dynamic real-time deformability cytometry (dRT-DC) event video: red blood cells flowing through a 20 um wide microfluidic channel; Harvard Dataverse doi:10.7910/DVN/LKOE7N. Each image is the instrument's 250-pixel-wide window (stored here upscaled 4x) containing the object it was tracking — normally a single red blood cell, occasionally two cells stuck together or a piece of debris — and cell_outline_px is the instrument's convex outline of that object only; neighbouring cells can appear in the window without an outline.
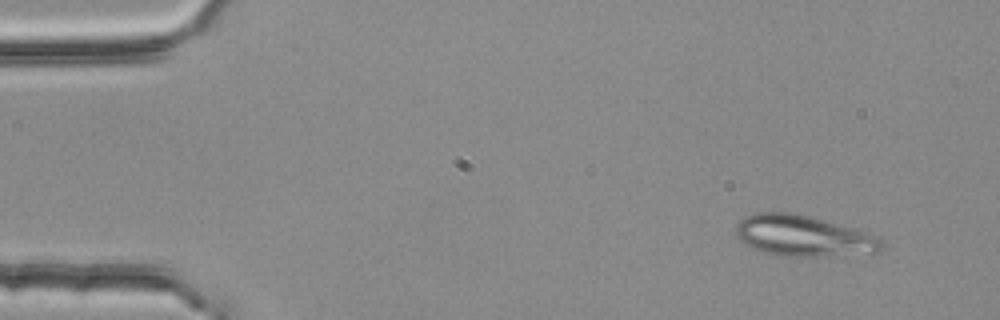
{"species": "common noctule bat (a hibernating species)", "species_latin": "Nyctalus noctula", "temperature_condition": "room temperature", "stored_images_in_passage": 2, "camera_frame_rate_fps": 3000, "um_per_image_px": 0.085, "animal": {"sex": "female", "body_mass_g": 25.1}, "frame": {"image": 1, "passage_image": 1, "time_ms": 0.0, "image_size_px": [1000, 320], "cell_outline_px": [[884, 248], [880, 252], [824, 256], [780, 256], [764, 252], [752, 248], [740, 240], [736, 236], [736, 224], [744, 216], [756, 212], [792, 212], [808, 216], [880, 236]], "centroid_in_image_um": [68.26, 20.05], "position_along_channel_um": 16.7, "area_um2": 34.74}}